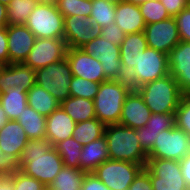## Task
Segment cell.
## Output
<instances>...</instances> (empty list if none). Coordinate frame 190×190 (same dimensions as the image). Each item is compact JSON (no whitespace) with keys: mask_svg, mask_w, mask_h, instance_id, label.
Segmentation results:
<instances>
[{"mask_svg":"<svg viewBox=\"0 0 190 190\" xmlns=\"http://www.w3.org/2000/svg\"><path fill=\"white\" fill-rule=\"evenodd\" d=\"M20 170L48 186L62 169L63 160L47 139H29L19 159Z\"/></svg>","mask_w":190,"mask_h":190,"instance_id":"1","label":"cell"},{"mask_svg":"<svg viewBox=\"0 0 190 190\" xmlns=\"http://www.w3.org/2000/svg\"><path fill=\"white\" fill-rule=\"evenodd\" d=\"M104 137L110 159L146 166L148 155L139 144L135 129L120 124L106 125Z\"/></svg>","mask_w":190,"mask_h":190,"instance_id":"2","label":"cell"},{"mask_svg":"<svg viewBox=\"0 0 190 190\" xmlns=\"http://www.w3.org/2000/svg\"><path fill=\"white\" fill-rule=\"evenodd\" d=\"M152 113H175L183 93L170 74L136 89Z\"/></svg>","mask_w":190,"mask_h":190,"instance_id":"3","label":"cell"},{"mask_svg":"<svg viewBox=\"0 0 190 190\" xmlns=\"http://www.w3.org/2000/svg\"><path fill=\"white\" fill-rule=\"evenodd\" d=\"M131 90L126 79L100 83L99 91L94 98L96 118L105 126L119 124L125 98Z\"/></svg>","mask_w":190,"mask_h":190,"instance_id":"4","label":"cell"},{"mask_svg":"<svg viewBox=\"0 0 190 190\" xmlns=\"http://www.w3.org/2000/svg\"><path fill=\"white\" fill-rule=\"evenodd\" d=\"M168 74V55L147 47L144 51L139 52L136 65L126 81L133 90H136L140 86L163 78Z\"/></svg>","mask_w":190,"mask_h":190,"instance_id":"5","label":"cell"},{"mask_svg":"<svg viewBox=\"0 0 190 190\" xmlns=\"http://www.w3.org/2000/svg\"><path fill=\"white\" fill-rule=\"evenodd\" d=\"M73 78L66 58L35 70L36 84L48 91L60 104L70 96V83Z\"/></svg>","mask_w":190,"mask_h":190,"instance_id":"6","label":"cell"},{"mask_svg":"<svg viewBox=\"0 0 190 190\" xmlns=\"http://www.w3.org/2000/svg\"><path fill=\"white\" fill-rule=\"evenodd\" d=\"M25 26L36 38H64V16L56 5L38 3Z\"/></svg>","mask_w":190,"mask_h":190,"instance_id":"7","label":"cell"},{"mask_svg":"<svg viewBox=\"0 0 190 190\" xmlns=\"http://www.w3.org/2000/svg\"><path fill=\"white\" fill-rule=\"evenodd\" d=\"M144 166L128 161L108 159L92 173L110 190H128Z\"/></svg>","mask_w":190,"mask_h":190,"instance_id":"8","label":"cell"},{"mask_svg":"<svg viewBox=\"0 0 190 190\" xmlns=\"http://www.w3.org/2000/svg\"><path fill=\"white\" fill-rule=\"evenodd\" d=\"M145 167L150 171L153 190H190L178 160L148 158Z\"/></svg>","mask_w":190,"mask_h":190,"instance_id":"9","label":"cell"},{"mask_svg":"<svg viewBox=\"0 0 190 190\" xmlns=\"http://www.w3.org/2000/svg\"><path fill=\"white\" fill-rule=\"evenodd\" d=\"M190 153V136L174 126L160 132L154 142L148 158L171 159L181 161Z\"/></svg>","mask_w":190,"mask_h":190,"instance_id":"10","label":"cell"},{"mask_svg":"<svg viewBox=\"0 0 190 190\" xmlns=\"http://www.w3.org/2000/svg\"><path fill=\"white\" fill-rule=\"evenodd\" d=\"M80 49L101 62L105 77L108 80L125 79L120 58V45L110 43L100 36L87 42Z\"/></svg>","mask_w":190,"mask_h":190,"instance_id":"11","label":"cell"},{"mask_svg":"<svg viewBox=\"0 0 190 190\" xmlns=\"http://www.w3.org/2000/svg\"><path fill=\"white\" fill-rule=\"evenodd\" d=\"M67 45L64 38H36L24 65L33 70L44 68L66 58Z\"/></svg>","mask_w":190,"mask_h":190,"instance_id":"12","label":"cell"},{"mask_svg":"<svg viewBox=\"0 0 190 190\" xmlns=\"http://www.w3.org/2000/svg\"><path fill=\"white\" fill-rule=\"evenodd\" d=\"M144 34L148 47L167 55L181 41L174 17L146 25Z\"/></svg>","mask_w":190,"mask_h":190,"instance_id":"13","label":"cell"},{"mask_svg":"<svg viewBox=\"0 0 190 190\" xmlns=\"http://www.w3.org/2000/svg\"><path fill=\"white\" fill-rule=\"evenodd\" d=\"M101 36V28L90 17L83 15L64 17V39L67 48H80Z\"/></svg>","mask_w":190,"mask_h":190,"instance_id":"14","label":"cell"},{"mask_svg":"<svg viewBox=\"0 0 190 190\" xmlns=\"http://www.w3.org/2000/svg\"><path fill=\"white\" fill-rule=\"evenodd\" d=\"M68 60L73 76L81 77L93 82L108 81L105 77L101 62L95 57L85 53L80 48H67Z\"/></svg>","mask_w":190,"mask_h":190,"instance_id":"15","label":"cell"},{"mask_svg":"<svg viewBox=\"0 0 190 190\" xmlns=\"http://www.w3.org/2000/svg\"><path fill=\"white\" fill-rule=\"evenodd\" d=\"M168 68L183 95H190V42L180 41L169 52Z\"/></svg>","mask_w":190,"mask_h":190,"instance_id":"16","label":"cell"},{"mask_svg":"<svg viewBox=\"0 0 190 190\" xmlns=\"http://www.w3.org/2000/svg\"><path fill=\"white\" fill-rule=\"evenodd\" d=\"M36 36L25 25H7L9 64L23 63L32 50Z\"/></svg>","mask_w":190,"mask_h":190,"instance_id":"17","label":"cell"},{"mask_svg":"<svg viewBox=\"0 0 190 190\" xmlns=\"http://www.w3.org/2000/svg\"><path fill=\"white\" fill-rule=\"evenodd\" d=\"M151 114L143 97L137 90L132 89L125 98L119 124L135 130L140 129L146 125Z\"/></svg>","mask_w":190,"mask_h":190,"instance_id":"18","label":"cell"},{"mask_svg":"<svg viewBox=\"0 0 190 190\" xmlns=\"http://www.w3.org/2000/svg\"><path fill=\"white\" fill-rule=\"evenodd\" d=\"M35 84V70L31 67L23 63L0 66V93L17 86L29 90Z\"/></svg>","mask_w":190,"mask_h":190,"instance_id":"19","label":"cell"},{"mask_svg":"<svg viewBox=\"0 0 190 190\" xmlns=\"http://www.w3.org/2000/svg\"><path fill=\"white\" fill-rule=\"evenodd\" d=\"M76 122L59 106L46 117V136L53 146L67 138H71Z\"/></svg>","mask_w":190,"mask_h":190,"instance_id":"20","label":"cell"},{"mask_svg":"<svg viewBox=\"0 0 190 190\" xmlns=\"http://www.w3.org/2000/svg\"><path fill=\"white\" fill-rule=\"evenodd\" d=\"M28 141L27 134L16 120H9L0 128V148L18 159Z\"/></svg>","mask_w":190,"mask_h":190,"instance_id":"21","label":"cell"},{"mask_svg":"<svg viewBox=\"0 0 190 190\" xmlns=\"http://www.w3.org/2000/svg\"><path fill=\"white\" fill-rule=\"evenodd\" d=\"M114 22L125 34L144 32L146 26L139 6L126 1L116 5Z\"/></svg>","mask_w":190,"mask_h":190,"instance_id":"22","label":"cell"},{"mask_svg":"<svg viewBox=\"0 0 190 190\" xmlns=\"http://www.w3.org/2000/svg\"><path fill=\"white\" fill-rule=\"evenodd\" d=\"M147 47L144 32L126 34V37L120 45V58L125 79L133 71L139 52L144 51Z\"/></svg>","mask_w":190,"mask_h":190,"instance_id":"23","label":"cell"},{"mask_svg":"<svg viewBox=\"0 0 190 190\" xmlns=\"http://www.w3.org/2000/svg\"><path fill=\"white\" fill-rule=\"evenodd\" d=\"M110 159L105 137L83 146L80 155V170L91 173L104 161Z\"/></svg>","mask_w":190,"mask_h":190,"instance_id":"24","label":"cell"},{"mask_svg":"<svg viewBox=\"0 0 190 190\" xmlns=\"http://www.w3.org/2000/svg\"><path fill=\"white\" fill-rule=\"evenodd\" d=\"M27 89L20 86L0 93V105L9 120H17L27 106Z\"/></svg>","mask_w":190,"mask_h":190,"instance_id":"25","label":"cell"},{"mask_svg":"<svg viewBox=\"0 0 190 190\" xmlns=\"http://www.w3.org/2000/svg\"><path fill=\"white\" fill-rule=\"evenodd\" d=\"M27 105L42 116L48 117L60 103L48 91L35 84L27 91Z\"/></svg>","mask_w":190,"mask_h":190,"instance_id":"26","label":"cell"},{"mask_svg":"<svg viewBox=\"0 0 190 190\" xmlns=\"http://www.w3.org/2000/svg\"><path fill=\"white\" fill-rule=\"evenodd\" d=\"M16 121L23 127L29 139H45L46 117L35 109L27 105Z\"/></svg>","mask_w":190,"mask_h":190,"instance_id":"27","label":"cell"},{"mask_svg":"<svg viewBox=\"0 0 190 190\" xmlns=\"http://www.w3.org/2000/svg\"><path fill=\"white\" fill-rule=\"evenodd\" d=\"M60 106L76 123L96 118L94 100L69 96Z\"/></svg>","mask_w":190,"mask_h":190,"instance_id":"28","label":"cell"},{"mask_svg":"<svg viewBox=\"0 0 190 190\" xmlns=\"http://www.w3.org/2000/svg\"><path fill=\"white\" fill-rule=\"evenodd\" d=\"M86 172L63 166L55 179L47 186L48 190H81Z\"/></svg>","mask_w":190,"mask_h":190,"instance_id":"29","label":"cell"},{"mask_svg":"<svg viewBox=\"0 0 190 190\" xmlns=\"http://www.w3.org/2000/svg\"><path fill=\"white\" fill-rule=\"evenodd\" d=\"M105 125L97 118L78 122L75 125L72 137L83 146L104 136Z\"/></svg>","mask_w":190,"mask_h":190,"instance_id":"30","label":"cell"},{"mask_svg":"<svg viewBox=\"0 0 190 190\" xmlns=\"http://www.w3.org/2000/svg\"><path fill=\"white\" fill-rule=\"evenodd\" d=\"M63 160V165L80 169V155L83 148L74 137L67 138L53 146Z\"/></svg>","mask_w":190,"mask_h":190,"instance_id":"31","label":"cell"},{"mask_svg":"<svg viewBox=\"0 0 190 190\" xmlns=\"http://www.w3.org/2000/svg\"><path fill=\"white\" fill-rule=\"evenodd\" d=\"M37 4V0H12L7 5L8 24L25 25L30 13Z\"/></svg>","mask_w":190,"mask_h":190,"instance_id":"32","label":"cell"},{"mask_svg":"<svg viewBox=\"0 0 190 190\" xmlns=\"http://www.w3.org/2000/svg\"><path fill=\"white\" fill-rule=\"evenodd\" d=\"M116 5L106 2L105 0H92V10L90 18L93 23L102 28L111 24L115 20Z\"/></svg>","mask_w":190,"mask_h":190,"instance_id":"33","label":"cell"},{"mask_svg":"<svg viewBox=\"0 0 190 190\" xmlns=\"http://www.w3.org/2000/svg\"><path fill=\"white\" fill-rule=\"evenodd\" d=\"M100 83L93 82L81 77L73 76L69 91L70 96L94 100L99 91Z\"/></svg>","mask_w":190,"mask_h":190,"instance_id":"34","label":"cell"},{"mask_svg":"<svg viewBox=\"0 0 190 190\" xmlns=\"http://www.w3.org/2000/svg\"><path fill=\"white\" fill-rule=\"evenodd\" d=\"M139 8L146 25L171 17L160 0L146 1Z\"/></svg>","mask_w":190,"mask_h":190,"instance_id":"35","label":"cell"},{"mask_svg":"<svg viewBox=\"0 0 190 190\" xmlns=\"http://www.w3.org/2000/svg\"><path fill=\"white\" fill-rule=\"evenodd\" d=\"M56 6L64 17L73 15L90 17L92 0H58Z\"/></svg>","mask_w":190,"mask_h":190,"instance_id":"36","label":"cell"},{"mask_svg":"<svg viewBox=\"0 0 190 190\" xmlns=\"http://www.w3.org/2000/svg\"><path fill=\"white\" fill-rule=\"evenodd\" d=\"M175 126V113H152L146 125L144 132L160 133Z\"/></svg>","mask_w":190,"mask_h":190,"instance_id":"37","label":"cell"},{"mask_svg":"<svg viewBox=\"0 0 190 190\" xmlns=\"http://www.w3.org/2000/svg\"><path fill=\"white\" fill-rule=\"evenodd\" d=\"M13 190H45L47 186L39 180L26 175L20 169L9 175Z\"/></svg>","mask_w":190,"mask_h":190,"instance_id":"38","label":"cell"},{"mask_svg":"<svg viewBox=\"0 0 190 190\" xmlns=\"http://www.w3.org/2000/svg\"><path fill=\"white\" fill-rule=\"evenodd\" d=\"M175 126L190 136V95H183L175 112Z\"/></svg>","mask_w":190,"mask_h":190,"instance_id":"39","label":"cell"},{"mask_svg":"<svg viewBox=\"0 0 190 190\" xmlns=\"http://www.w3.org/2000/svg\"><path fill=\"white\" fill-rule=\"evenodd\" d=\"M20 169L19 159L0 148V177H8Z\"/></svg>","mask_w":190,"mask_h":190,"instance_id":"40","label":"cell"},{"mask_svg":"<svg viewBox=\"0 0 190 190\" xmlns=\"http://www.w3.org/2000/svg\"><path fill=\"white\" fill-rule=\"evenodd\" d=\"M181 41L190 42V5L175 17Z\"/></svg>","mask_w":190,"mask_h":190,"instance_id":"41","label":"cell"},{"mask_svg":"<svg viewBox=\"0 0 190 190\" xmlns=\"http://www.w3.org/2000/svg\"><path fill=\"white\" fill-rule=\"evenodd\" d=\"M101 36L110 43L121 45L126 34L117 26L115 22L101 28Z\"/></svg>","mask_w":190,"mask_h":190,"instance_id":"42","label":"cell"},{"mask_svg":"<svg viewBox=\"0 0 190 190\" xmlns=\"http://www.w3.org/2000/svg\"><path fill=\"white\" fill-rule=\"evenodd\" d=\"M128 190H153L150 181V171L146 167L133 180Z\"/></svg>","mask_w":190,"mask_h":190,"instance_id":"43","label":"cell"},{"mask_svg":"<svg viewBox=\"0 0 190 190\" xmlns=\"http://www.w3.org/2000/svg\"><path fill=\"white\" fill-rule=\"evenodd\" d=\"M136 135L139 139V144L146 154H148L154 145L158 133L144 132V127L136 129Z\"/></svg>","mask_w":190,"mask_h":190,"instance_id":"44","label":"cell"},{"mask_svg":"<svg viewBox=\"0 0 190 190\" xmlns=\"http://www.w3.org/2000/svg\"><path fill=\"white\" fill-rule=\"evenodd\" d=\"M81 190H110L101 180H99L95 174L86 173L82 185Z\"/></svg>","mask_w":190,"mask_h":190,"instance_id":"45","label":"cell"},{"mask_svg":"<svg viewBox=\"0 0 190 190\" xmlns=\"http://www.w3.org/2000/svg\"><path fill=\"white\" fill-rule=\"evenodd\" d=\"M171 17H175L190 5V0H160Z\"/></svg>","mask_w":190,"mask_h":190,"instance_id":"46","label":"cell"},{"mask_svg":"<svg viewBox=\"0 0 190 190\" xmlns=\"http://www.w3.org/2000/svg\"><path fill=\"white\" fill-rule=\"evenodd\" d=\"M9 64L7 26L0 28V66Z\"/></svg>","mask_w":190,"mask_h":190,"instance_id":"47","label":"cell"},{"mask_svg":"<svg viewBox=\"0 0 190 190\" xmlns=\"http://www.w3.org/2000/svg\"><path fill=\"white\" fill-rule=\"evenodd\" d=\"M179 162L182 176L186 182V185L190 189V153Z\"/></svg>","mask_w":190,"mask_h":190,"instance_id":"48","label":"cell"},{"mask_svg":"<svg viewBox=\"0 0 190 190\" xmlns=\"http://www.w3.org/2000/svg\"><path fill=\"white\" fill-rule=\"evenodd\" d=\"M6 11H7V6L0 2V28L6 27L8 25Z\"/></svg>","mask_w":190,"mask_h":190,"instance_id":"49","label":"cell"},{"mask_svg":"<svg viewBox=\"0 0 190 190\" xmlns=\"http://www.w3.org/2000/svg\"><path fill=\"white\" fill-rule=\"evenodd\" d=\"M0 190H13L11 180L8 177H0Z\"/></svg>","mask_w":190,"mask_h":190,"instance_id":"50","label":"cell"},{"mask_svg":"<svg viewBox=\"0 0 190 190\" xmlns=\"http://www.w3.org/2000/svg\"><path fill=\"white\" fill-rule=\"evenodd\" d=\"M9 121L4 109L0 105V128Z\"/></svg>","mask_w":190,"mask_h":190,"instance_id":"51","label":"cell"},{"mask_svg":"<svg viewBox=\"0 0 190 190\" xmlns=\"http://www.w3.org/2000/svg\"><path fill=\"white\" fill-rule=\"evenodd\" d=\"M39 4H50V5H56L58 0H37Z\"/></svg>","mask_w":190,"mask_h":190,"instance_id":"52","label":"cell"},{"mask_svg":"<svg viewBox=\"0 0 190 190\" xmlns=\"http://www.w3.org/2000/svg\"><path fill=\"white\" fill-rule=\"evenodd\" d=\"M125 1L139 6L142 3L146 2V1H149V0H125Z\"/></svg>","mask_w":190,"mask_h":190,"instance_id":"53","label":"cell"},{"mask_svg":"<svg viewBox=\"0 0 190 190\" xmlns=\"http://www.w3.org/2000/svg\"><path fill=\"white\" fill-rule=\"evenodd\" d=\"M108 3L114 4V5H118L122 2H124L125 0H105Z\"/></svg>","mask_w":190,"mask_h":190,"instance_id":"54","label":"cell"},{"mask_svg":"<svg viewBox=\"0 0 190 190\" xmlns=\"http://www.w3.org/2000/svg\"><path fill=\"white\" fill-rule=\"evenodd\" d=\"M12 0H0V2L4 5H8Z\"/></svg>","mask_w":190,"mask_h":190,"instance_id":"55","label":"cell"}]
</instances>
